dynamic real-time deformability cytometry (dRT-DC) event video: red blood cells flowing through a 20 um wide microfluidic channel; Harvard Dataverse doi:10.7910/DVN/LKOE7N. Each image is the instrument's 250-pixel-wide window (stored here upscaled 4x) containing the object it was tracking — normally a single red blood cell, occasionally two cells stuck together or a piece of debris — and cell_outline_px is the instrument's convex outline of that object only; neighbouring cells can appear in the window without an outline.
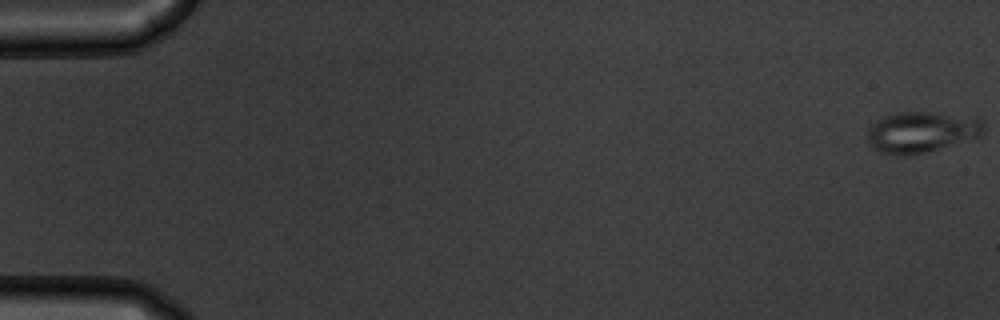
{"species": "common noctule bat (a hibernating species)", "species_latin": "Nyctalus noctula", "temperature_condition": "warm", "stored_images_in_passage": 53, "camera_frame_rate_fps": 3000, "um_per_image_px": 0.085, "animal": {"sex": "male", "body_mass_g": 19.5, "forearm_length_mm": 54.6}, "frame": {"image": 1, "passage_image": 1, "time_ms": 0.0, "image_size_px": [1000, 320], "cell_outline_px": [[984, 132], [980, 136], [924, 152], [904, 156], [900, 156], [880, 152], [872, 148], [868, 140], [868, 128], [876, 120], [884, 116], [896, 112], [928, 112], [984, 120]], "centroid_in_image_um": [78.26, 11.23], "position_along_channel_um": 6.7, "area_um2": 27.28}}
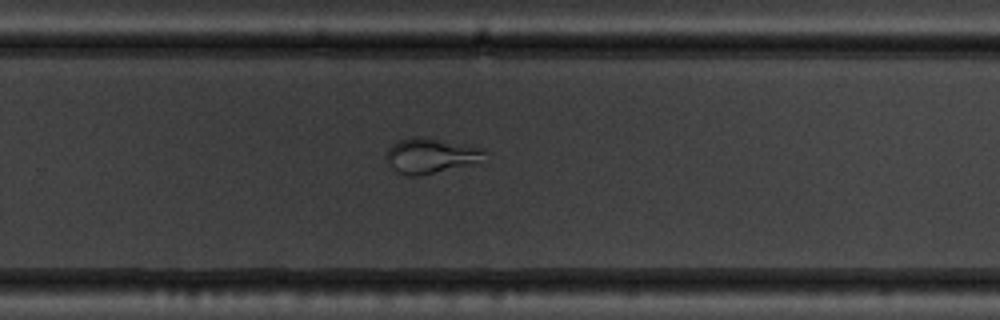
{"frame": {"image": 2, "passage_image": 37, "time_ms": 12.0, "image_size_px": [1000, 320], "cell_outline_px": [[488, 152], [480, 164], [416, 176], [404, 176], [396, 172], [392, 168], [384, 156], [388, 148], [392, 144], [400, 140], [412, 136], [420, 136], [484, 148]], "centroid_in_image_um": [36.65, 13.25], "position_along_channel_um": 293.2, "area_um2": 20.69}}
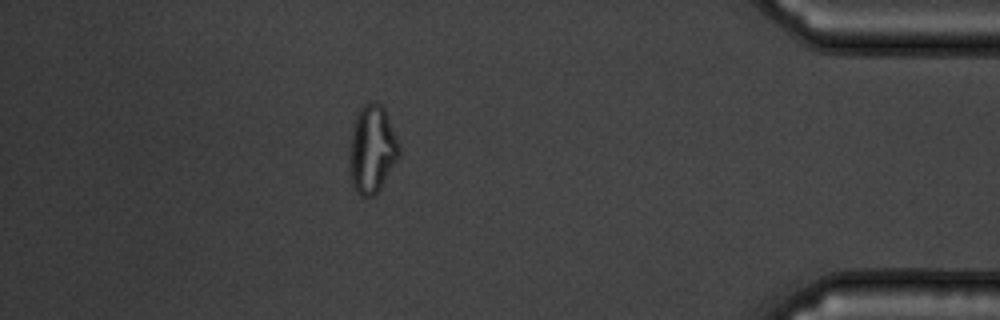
{"frame": {"image": 3, "passage_image": 49, "time_ms": 16.0, "image_size_px": [1000, 320], "cell_outline_px": [[400, 156], [380, 188], [372, 196], [360, 196], [352, 184], [348, 160], [348, 144], [352, 128], [356, 116], [360, 108], [368, 100], [380, 104], [384, 108], [400, 144]], "centroid_in_image_um": [31.61, 12.66], "position_along_channel_um": 403.6, "area_um2": 25.72}}